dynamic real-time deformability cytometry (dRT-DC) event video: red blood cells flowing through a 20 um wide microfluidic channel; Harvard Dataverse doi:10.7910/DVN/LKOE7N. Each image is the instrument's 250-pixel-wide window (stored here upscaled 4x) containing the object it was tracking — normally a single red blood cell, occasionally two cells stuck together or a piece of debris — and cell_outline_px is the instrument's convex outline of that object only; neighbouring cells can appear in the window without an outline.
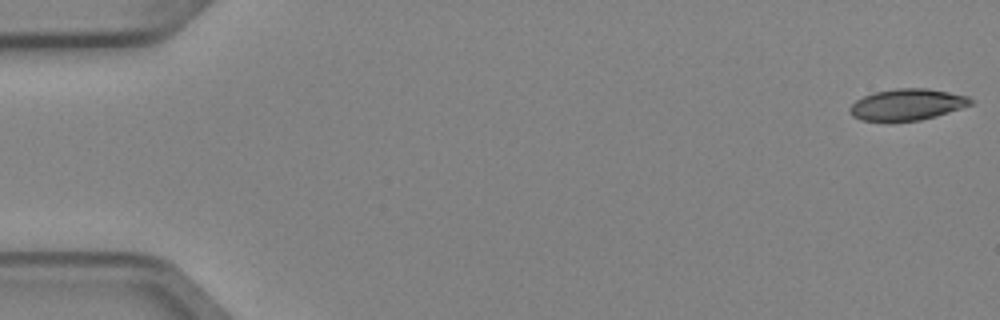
{"species": "Egyptian fruit bat (a non-hibernating species)", "species_latin": "Rousettus aegyptiacus", "temperature_condition": "cold", "stored_images_in_passage": 5, "camera_frame_rate_fps": 3000, "um_per_image_px": 0.085, "animal": {"sex": "female"}, "frame": {"image": 1, "passage_image": 1, "time_ms": 0.0, "image_size_px": [1000, 320], "cell_outline_px": [[976, 100], [972, 104], [936, 116], [920, 120], [860, 120], [852, 116], [848, 112], [848, 108], [856, 100], [864, 96], [876, 92], [896, 88], [928, 88], [968, 96]], "centroid_in_image_um": [77.11, 8.87], "position_along_channel_um": 7.9, "area_um2": 21.91}}